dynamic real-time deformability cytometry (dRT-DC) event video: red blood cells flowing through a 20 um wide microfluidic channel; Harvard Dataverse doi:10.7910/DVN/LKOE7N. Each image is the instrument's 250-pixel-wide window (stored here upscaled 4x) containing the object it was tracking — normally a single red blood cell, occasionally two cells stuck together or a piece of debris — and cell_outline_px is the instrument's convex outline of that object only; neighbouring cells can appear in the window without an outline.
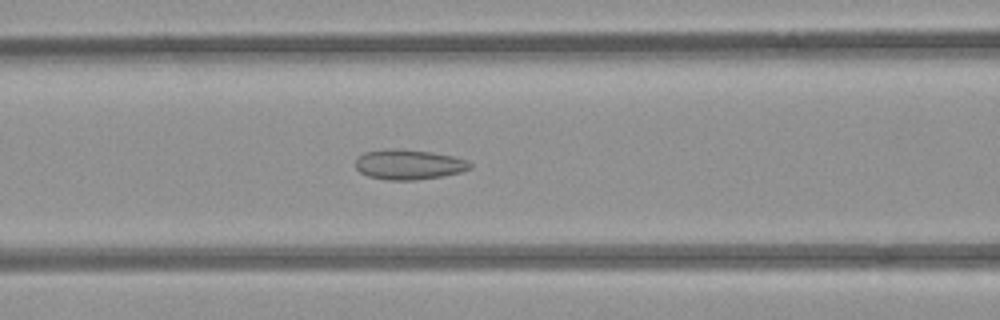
{"species": "common noctule bat (a hibernating species)", "species_latin": "Nyctalus noctula", "temperature_condition": "room temperature", "stored_images_in_passage": 41, "camera_frame_rate_fps": 3000, "um_per_image_px": 0.085, "animal": {"sex": "female", "body_mass_g": 21.9}, "frame": {"image": 1, "passage_image": 9, "time_ms": 2.667, "image_size_px": [1000, 320], "cell_outline_px": [[472, 168], [460, 172], [444, 176], [416, 180], [388, 180], [368, 176], [360, 172], [356, 168], [356, 160], [364, 152], [392, 148], [396, 148], [432, 152], [452, 156], [468, 160], [472, 164]], "centroid_in_image_um": [34.77, 13.98], "position_along_channel_um": 131.8, "area_um2": 20.11}}
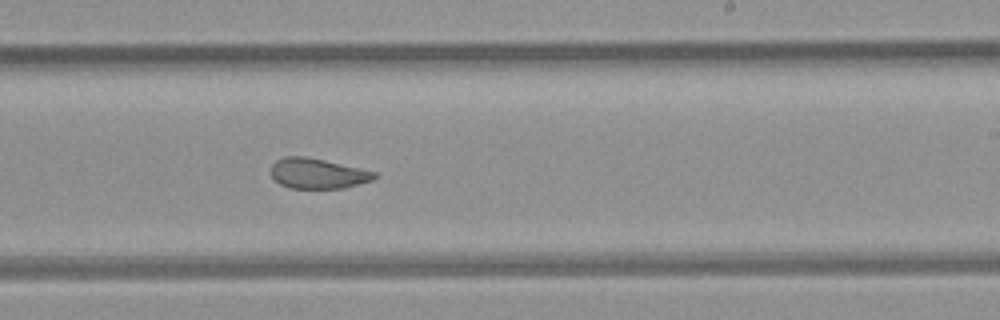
{"frame": {"image": 2, "passage_image": 19, "time_ms": 6.0, "image_size_px": [1000, 320], "cell_outline_px": [[380, 176], [372, 180], [344, 188], [288, 188], [280, 184], [272, 176], [272, 164], [276, 160], [284, 156], [308, 156], [376, 172]], "centroid_in_image_um": [27.01, 14.74], "position_along_channel_um": 262.0, "area_um2": 18.26}}
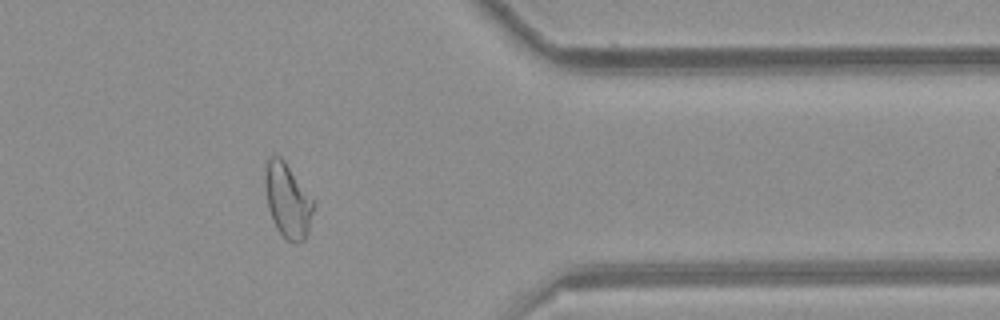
{"frame": {"image": 3, "passage_image": 30, "time_ms": 9.667, "image_size_px": [1000, 320], "cell_outline_px": [[312, 212], [308, 232], [304, 240], [296, 244], [288, 240], [276, 228], [272, 220], [268, 208], [264, 184], [264, 172], [268, 160], [272, 156], [280, 156], [284, 160], [312, 200]], "centroid_in_image_um": [24.4, 17.06], "position_along_channel_um": 387.0, "area_um2": 20.46}, "authors_computed_cell_mechanics": {"area_um2": 20.4612, "velocity_mm_per_s": 3.9119, "shape_relaxation_time_tau1_ms": null, "shape_relaxation_time_tau2_ms": 1.5543, "deformation_change_tau1": null, "deformation_change_tau2": 0.0755}}